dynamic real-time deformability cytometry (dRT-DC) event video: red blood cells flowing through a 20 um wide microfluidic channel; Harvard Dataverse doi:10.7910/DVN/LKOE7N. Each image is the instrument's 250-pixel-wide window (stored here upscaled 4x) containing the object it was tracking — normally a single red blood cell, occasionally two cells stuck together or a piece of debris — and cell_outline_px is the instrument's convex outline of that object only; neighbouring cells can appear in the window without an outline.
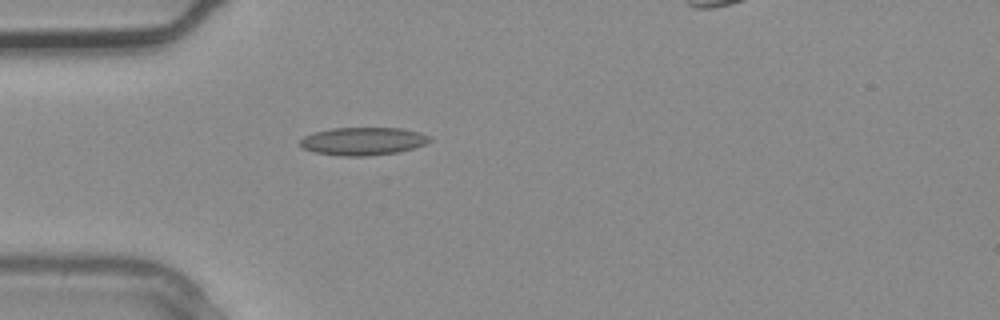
{"species": "common noctule bat (a hibernating species)", "species_latin": "Nyctalus noctula", "temperature_condition": "warm", "stored_images_in_passage": 4, "camera_frame_rate_fps": 3000, "um_per_image_px": 0.085, "animal": {"sex": "male", "body_mass_g": 20.4}, "frame": {"image": 1, "passage_image": 3, "time_ms": 0.667, "image_size_px": [1000, 320], "cell_outline_px": [[432, 140], [424, 144], [400, 152], [364, 156], [340, 156], [312, 152], [304, 148], [300, 144], [300, 140], [304, 136], [316, 132], [332, 128], [400, 128], [420, 132], [428, 136]], "centroid_in_image_um": [30.84, 12.01], "position_along_channel_um": 54.2, "area_um2": 20.98}}